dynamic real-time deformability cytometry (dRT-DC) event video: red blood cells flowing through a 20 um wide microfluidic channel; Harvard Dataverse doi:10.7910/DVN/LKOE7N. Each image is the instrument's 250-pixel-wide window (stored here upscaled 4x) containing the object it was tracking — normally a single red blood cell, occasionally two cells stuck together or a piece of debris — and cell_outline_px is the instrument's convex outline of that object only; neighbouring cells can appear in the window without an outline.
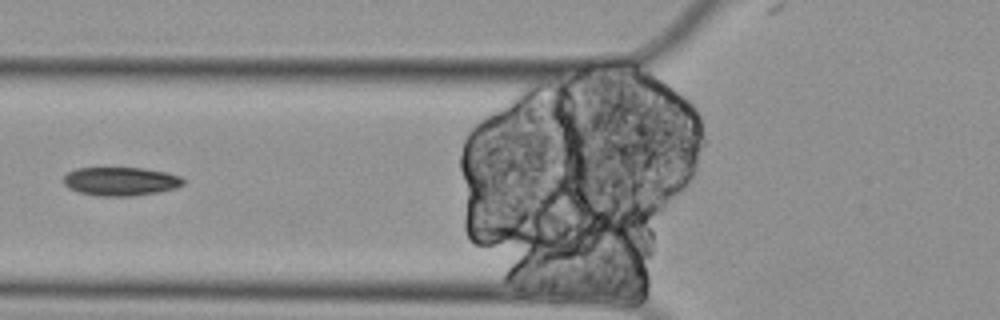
{"species": "Egyptian fruit bat (a non-hibernating species)", "species_latin": "Rousettus aegyptiacus", "temperature_condition": "cold", "stored_images_in_passage": 12, "camera_frame_rate_fps": 3000, "um_per_image_px": 0.085, "animal": {"sex": "female"}, "frame": {"image": 1, "passage_image": 3, "time_ms": 0.667, "image_size_px": [1000, 320], "cell_outline_px": [[184, 184], [176, 188], [160, 192], [132, 196], [96, 196], [80, 192], [68, 188], [64, 184], [64, 176], [68, 172], [76, 168], [144, 168], [168, 172], [180, 176], [184, 180]], "centroid_in_image_um": [10.28, 15.41], "position_along_channel_um": 115.5, "area_um2": 20.11}}
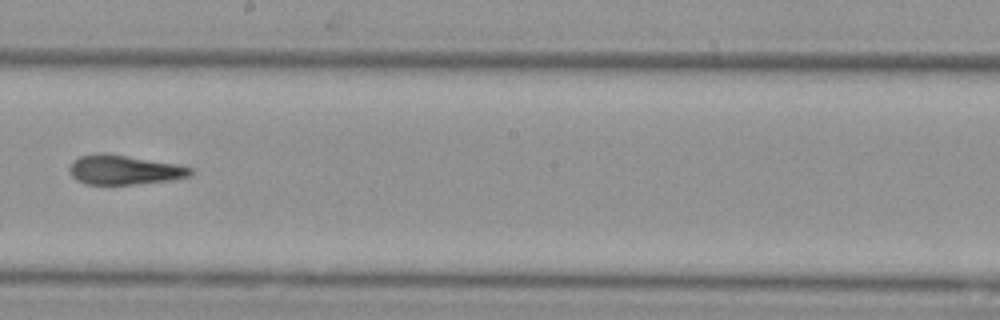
{"frame": {"image": 2, "passage_image": 6, "time_ms": 1.667, "image_size_px": [1000, 320], "cell_outline_px": [[192, 176], [172, 180], [132, 184], [84, 184], [76, 180], [68, 172], [68, 168], [72, 160], [80, 156], [96, 152], [104, 152], [180, 164], [192, 168]], "centroid_in_image_um": [10.53, 14.42], "position_along_channel_um": 237.7, "area_um2": 21.21}}
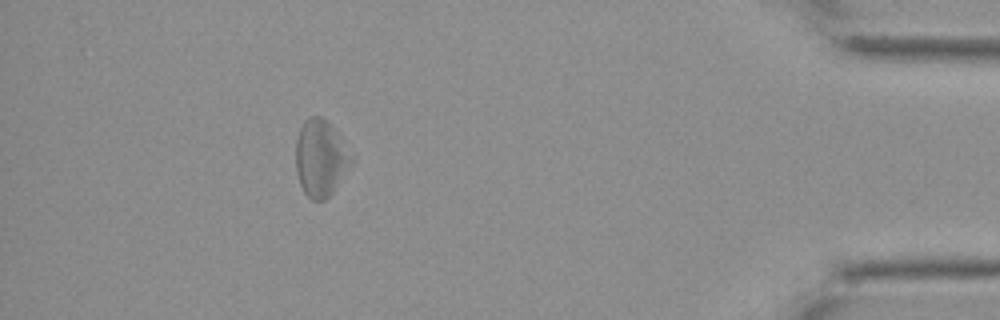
{"frame": {"image": 3, "passage_image": 11, "time_ms": 3.333, "image_size_px": [1000, 320], "cell_outline_px": [[356, 160], [332, 192], [324, 200], [312, 200], [304, 192], [300, 184], [296, 172], [296, 140], [300, 128], [304, 120], [308, 116], [320, 116], [332, 128]], "centroid_in_image_um": [27.25, 13.46], "position_along_channel_um": 408.0, "area_um2": 24.62}}